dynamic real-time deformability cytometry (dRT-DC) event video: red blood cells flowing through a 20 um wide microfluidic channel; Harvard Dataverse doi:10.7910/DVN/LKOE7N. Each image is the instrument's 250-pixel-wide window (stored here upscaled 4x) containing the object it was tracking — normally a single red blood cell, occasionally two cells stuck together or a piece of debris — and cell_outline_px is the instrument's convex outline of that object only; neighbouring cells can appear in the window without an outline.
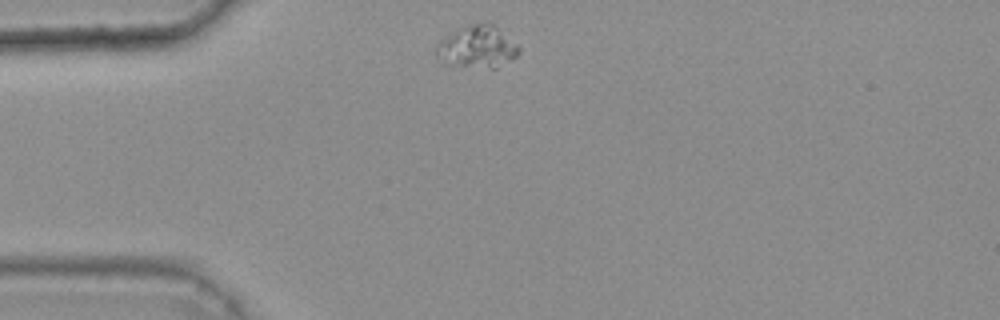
{"species": "common noctule bat (a hibernating species)", "species_latin": "Nyctalus noctula", "temperature_condition": "warm", "stored_images_in_passage": 18, "camera_frame_rate_fps": 3000, "um_per_image_px": 0.085, "animal": {"sex": "female", "body_mass_g": 25.1}, "frame": {"image": 1, "passage_image": 1, "time_ms": 0.0, "image_size_px": [1000, 320], "cell_outline_px": [[520, 52], [516, 56], [496, 68], [492, 68], [444, 64], [436, 56], [436, 44], [440, 40], [452, 32], [468, 24], [488, 20], [496, 24], [520, 48]], "centroid_in_image_um": [40.56, 3.94], "position_along_channel_um": 44.4, "area_um2": 20.58}}
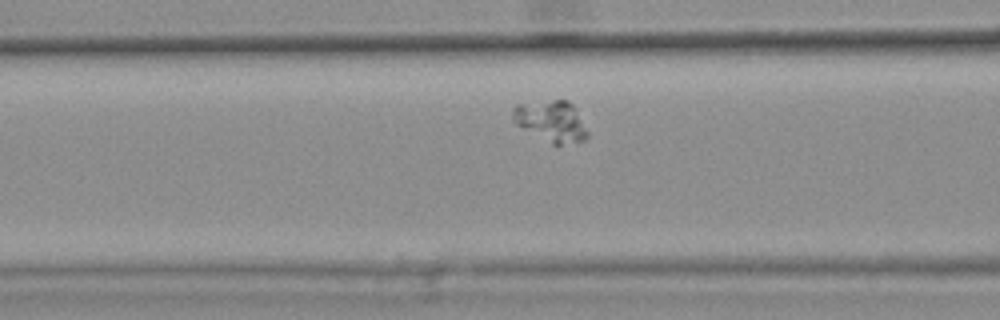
{"frame": {"image": 2, "passage_image": 9, "time_ms": 2.667, "image_size_px": [1000, 320], "cell_outline_px": [[588, 136], [584, 140], [560, 144], [552, 144], [516, 124], [512, 120], [512, 108], [516, 104], [552, 100], [568, 100], [576, 108], [588, 132]], "centroid_in_image_um": [46.84, 10.27], "position_along_channel_um": 119.8, "area_um2": 17.74}}
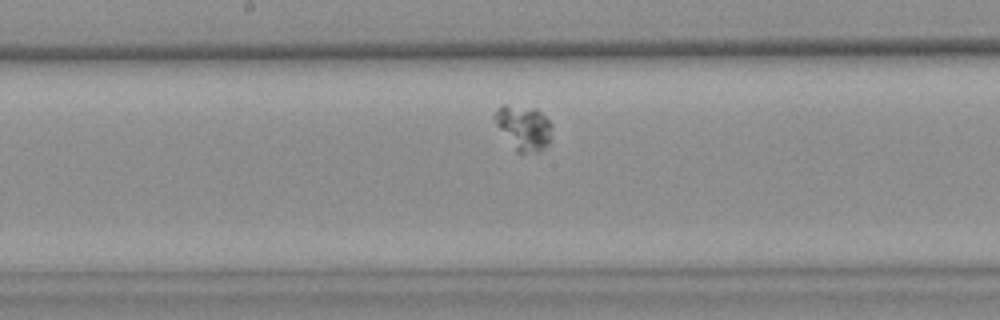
{"frame": {"image": 3, "passage_image": 16, "time_ms": 5.0, "image_size_px": [1000, 320], "cell_outline_px": [[552, 128], [548, 144], [540, 152], [516, 152], [496, 124], [492, 116], [504, 104], [536, 108], [552, 124]], "centroid_in_image_um": [44.52, 10.85], "position_along_channel_um": 203.7, "area_um2": 14.8}}